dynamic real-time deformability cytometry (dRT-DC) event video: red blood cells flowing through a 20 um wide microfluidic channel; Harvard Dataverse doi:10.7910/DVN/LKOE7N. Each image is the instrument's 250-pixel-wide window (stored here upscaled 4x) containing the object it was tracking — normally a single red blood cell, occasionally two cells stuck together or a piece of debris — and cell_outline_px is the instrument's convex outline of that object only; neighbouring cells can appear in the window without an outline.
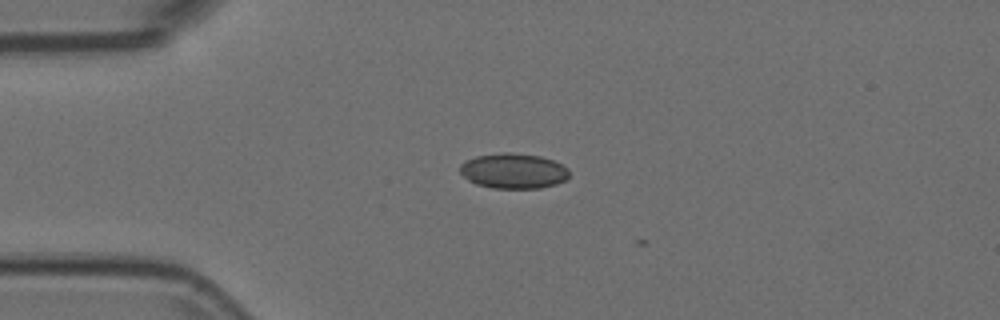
{"species": "Egyptian fruit bat (a non-hibernating species)", "species_latin": "Rousettus aegyptiacus", "temperature_condition": "room temperature", "stored_images_in_passage": 7, "camera_frame_rate_fps": 3000, "um_per_image_px": 0.085, "animal": {"sex": "female"}, "frame": {"image": 1, "passage_image": 2, "time_ms": 0.333, "image_size_px": [1000, 320], "cell_outline_px": [[568, 176], [564, 180], [556, 184], [540, 188], [492, 188], [476, 184], [468, 180], [460, 172], [460, 164], [476, 156], [500, 152], [512, 152], [540, 156], [552, 160], [568, 168]], "centroid_in_image_um": [43.63, 14.52], "position_along_channel_um": 41.4, "area_um2": 22.37}}